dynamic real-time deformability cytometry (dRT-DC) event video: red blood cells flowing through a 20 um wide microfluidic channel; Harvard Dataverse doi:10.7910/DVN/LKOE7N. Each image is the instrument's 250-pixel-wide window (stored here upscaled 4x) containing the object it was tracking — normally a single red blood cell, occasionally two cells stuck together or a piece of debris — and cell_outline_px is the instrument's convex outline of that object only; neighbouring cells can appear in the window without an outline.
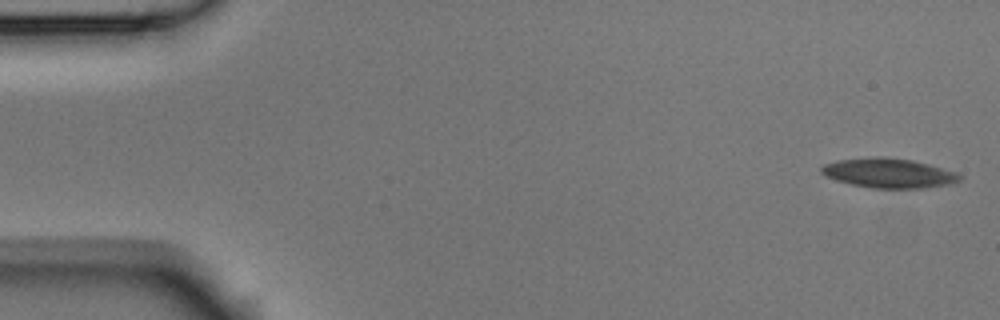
{"species": "Egyptian fruit bat (a non-hibernating species)", "species_latin": "Rousettus aegyptiacus", "temperature_condition": "room temperature", "stored_images_in_passage": 8, "camera_frame_rate_fps": 3000, "um_per_image_px": 0.085, "animal": {"sex": "male"}, "frame": {"image": 1, "passage_image": 1, "time_ms": 0.0, "image_size_px": [1000, 320], "cell_outline_px": [[964, 176], [960, 180], [948, 184], [924, 188], [872, 188], [852, 184], [836, 180], [820, 172], [820, 168], [824, 164], [836, 160], [876, 156], [880, 156], [912, 160], [928, 164], [956, 172]], "centroid_in_image_um": [75.54, 14.7], "position_along_channel_um": 9.5, "area_um2": 23.76}}
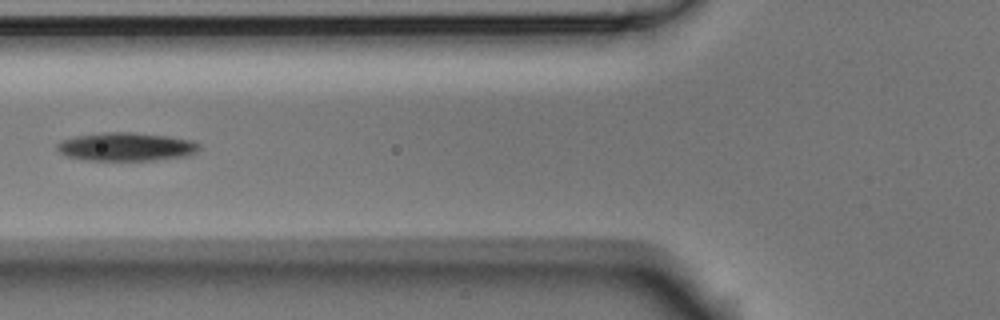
{"frame": {"image": 2, "passage_image": 5, "time_ms": 1.333, "image_size_px": [1000, 320], "cell_outline_px": [[200, 148], [196, 152], [188, 156], [152, 160], [84, 160], [64, 156], [56, 148], [56, 144], [64, 140], [76, 136], [104, 132], [132, 132], [168, 136], [192, 140], [200, 144]], "centroid_in_image_um": [10.73, 12.47], "position_along_channel_um": 115.1, "area_um2": 23.58}}
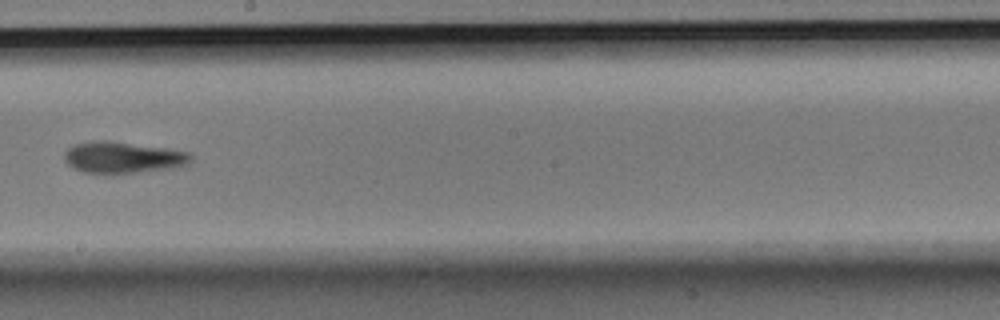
{"frame": {"image": 3, "passage_image": 8, "time_ms": 2.333, "image_size_px": [1000, 320], "cell_outline_px": [[192, 160], [188, 164], [176, 168], [112, 176], [84, 172], [72, 168], [64, 160], [64, 152], [68, 148], [76, 144], [100, 140], [108, 140], [168, 148], [192, 152]], "centroid_in_image_um": [10.48, 13.42], "position_along_channel_um": 237.7, "area_um2": 24.1}}